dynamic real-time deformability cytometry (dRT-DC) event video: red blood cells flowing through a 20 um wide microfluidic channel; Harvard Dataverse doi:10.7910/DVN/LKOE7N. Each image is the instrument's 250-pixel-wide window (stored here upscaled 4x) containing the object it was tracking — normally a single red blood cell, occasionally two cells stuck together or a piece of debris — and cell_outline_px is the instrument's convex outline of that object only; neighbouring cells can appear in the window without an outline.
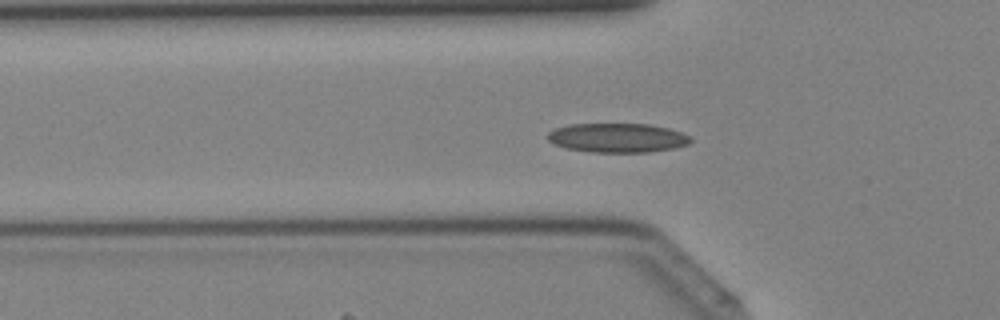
{"species": "Egyptian fruit bat (a non-hibernating species)", "species_latin": "Rousettus aegyptiacus", "temperature_condition": "cold", "stored_images_in_passage": 32, "segment_of_instrument_passage": [1, 2], "camera_frame_rate_fps": 3000, "um_per_image_px": 0.085, "animal": {"sex": "female"}, "frame": {"image": 1, "passage_image": 3, "time_ms": 0.667, "image_size_px": [1000, 320], "cell_outline_px": [[692, 140], [688, 144], [676, 148], [648, 152], [588, 152], [564, 148], [548, 140], [548, 132], [556, 128], [572, 124], [648, 124], [668, 128], [692, 136]], "centroid_in_image_um": [52.51, 11.72], "position_along_channel_um": 73.3, "area_um2": 24.39}}
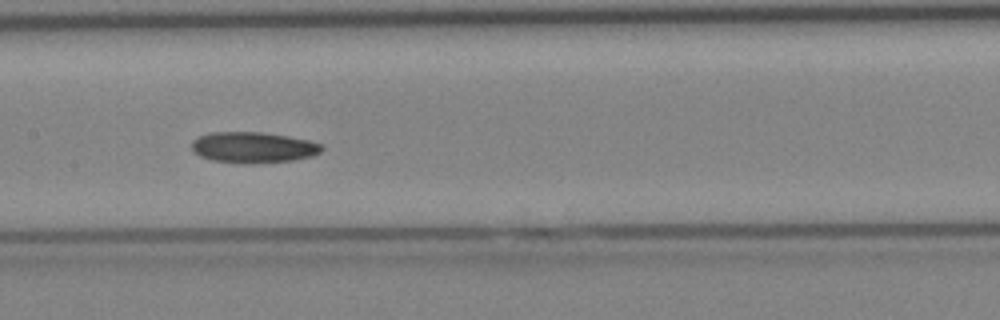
{"frame": {"image": 2, "passage_image": 10, "time_ms": 3.0, "image_size_px": [1000, 320], "cell_outline_px": [[324, 148], [320, 152], [312, 156], [292, 160], [212, 160], [200, 156], [192, 148], [192, 140], [208, 132], [264, 132], [288, 136], [308, 140], [324, 144]], "centroid_in_image_um": [21.56, 12.46], "position_along_channel_um": 185.8, "area_um2": 22.31}}
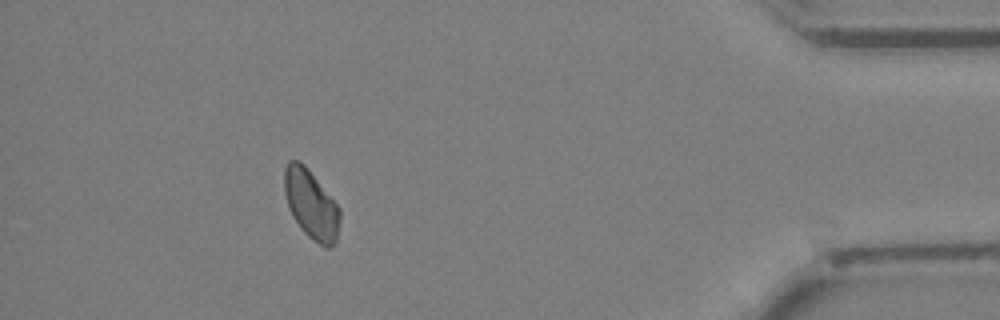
{"frame": {"image": 3, "passage_image": 27, "time_ms": 8.667, "image_size_px": [1000, 320], "cell_outline_px": [[340, 220], [336, 244], [328, 248], [324, 248], [308, 236], [300, 228], [292, 216], [284, 192], [284, 168], [288, 160], [300, 160], [308, 168], [340, 208]], "centroid_in_image_um": [26.45, 17.38], "position_along_channel_um": 408.8, "area_um2": 22.54}}